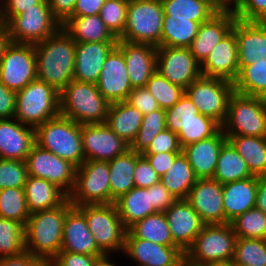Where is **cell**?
<instances>
[{"mask_svg":"<svg viewBox=\"0 0 266 266\" xmlns=\"http://www.w3.org/2000/svg\"><path fill=\"white\" fill-rule=\"evenodd\" d=\"M37 79L59 93L73 80L76 42L62 26L47 39L34 44Z\"/></svg>","mask_w":266,"mask_h":266,"instance_id":"6da1fadb","label":"cell"},{"mask_svg":"<svg viewBox=\"0 0 266 266\" xmlns=\"http://www.w3.org/2000/svg\"><path fill=\"white\" fill-rule=\"evenodd\" d=\"M73 206L67 199L56 208L30 213L24 226L25 250L51 261L61 251L66 214Z\"/></svg>","mask_w":266,"mask_h":266,"instance_id":"7a4b0ae2","label":"cell"},{"mask_svg":"<svg viewBox=\"0 0 266 266\" xmlns=\"http://www.w3.org/2000/svg\"><path fill=\"white\" fill-rule=\"evenodd\" d=\"M35 143L76 168L85 162L81 125L61 114L35 128Z\"/></svg>","mask_w":266,"mask_h":266,"instance_id":"3957f363","label":"cell"},{"mask_svg":"<svg viewBox=\"0 0 266 266\" xmlns=\"http://www.w3.org/2000/svg\"><path fill=\"white\" fill-rule=\"evenodd\" d=\"M60 114L82 124L106 123L110 103L95 83L72 80L59 93Z\"/></svg>","mask_w":266,"mask_h":266,"instance_id":"277c9868","label":"cell"},{"mask_svg":"<svg viewBox=\"0 0 266 266\" xmlns=\"http://www.w3.org/2000/svg\"><path fill=\"white\" fill-rule=\"evenodd\" d=\"M226 137H266V98L233 92L221 125Z\"/></svg>","mask_w":266,"mask_h":266,"instance_id":"5b68a950","label":"cell"},{"mask_svg":"<svg viewBox=\"0 0 266 266\" xmlns=\"http://www.w3.org/2000/svg\"><path fill=\"white\" fill-rule=\"evenodd\" d=\"M60 114L59 92L39 79L16 93L15 119L36 128Z\"/></svg>","mask_w":266,"mask_h":266,"instance_id":"8992f818","label":"cell"},{"mask_svg":"<svg viewBox=\"0 0 266 266\" xmlns=\"http://www.w3.org/2000/svg\"><path fill=\"white\" fill-rule=\"evenodd\" d=\"M164 10L161 0H129L120 40L161 47Z\"/></svg>","mask_w":266,"mask_h":266,"instance_id":"52a82bcc","label":"cell"},{"mask_svg":"<svg viewBox=\"0 0 266 266\" xmlns=\"http://www.w3.org/2000/svg\"><path fill=\"white\" fill-rule=\"evenodd\" d=\"M236 241L237 236L230 223L204 225L186 250L185 258L200 265L232 261Z\"/></svg>","mask_w":266,"mask_h":266,"instance_id":"ba28073f","label":"cell"},{"mask_svg":"<svg viewBox=\"0 0 266 266\" xmlns=\"http://www.w3.org/2000/svg\"><path fill=\"white\" fill-rule=\"evenodd\" d=\"M76 207L85 215L96 245L105 255L123 252L127 229L114 203Z\"/></svg>","mask_w":266,"mask_h":266,"instance_id":"9c48e42d","label":"cell"},{"mask_svg":"<svg viewBox=\"0 0 266 266\" xmlns=\"http://www.w3.org/2000/svg\"><path fill=\"white\" fill-rule=\"evenodd\" d=\"M68 199L74 206L110 204L108 161L86 160L76 168L75 184Z\"/></svg>","mask_w":266,"mask_h":266,"instance_id":"30bf717a","label":"cell"},{"mask_svg":"<svg viewBox=\"0 0 266 266\" xmlns=\"http://www.w3.org/2000/svg\"><path fill=\"white\" fill-rule=\"evenodd\" d=\"M61 23L53 16L48 0L11 17L6 26L11 42L36 44L52 34L60 27Z\"/></svg>","mask_w":266,"mask_h":266,"instance_id":"8fae6325","label":"cell"},{"mask_svg":"<svg viewBox=\"0 0 266 266\" xmlns=\"http://www.w3.org/2000/svg\"><path fill=\"white\" fill-rule=\"evenodd\" d=\"M233 92L232 82L206 76H200L185 89V94L199 112L212 118L220 126L225 121L228 101Z\"/></svg>","mask_w":266,"mask_h":266,"instance_id":"7c38bea8","label":"cell"},{"mask_svg":"<svg viewBox=\"0 0 266 266\" xmlns=\"http://www.w3.org/2000/svg\"><path fill=\"white\" fill-rule=\"evenodd\" d=\"M37 79L34 44L11 42L0 60V81L18 92Z\"/></svg>","mask_w":266,"mask_h":266,"instance_id":"4fadbf2b","label":"cell"},{"mask_svg":"<svg viewBox=\"0 0 266 266\" xmlns=\"http://www.w3.org/2000/svg\"><path fill=\"white\" fill-rule=\"evenodd\" d=\"M28 175L45 179L69 195L75 184L76 167L69 161L34 145L26 158Z\"/></svg>","mask_w":266,"mask_h":266,"instance_id":"5bb4252c","label":"cell"},{"mask_svg":"<svg viewBox=\"0 0 266 266\" xmlns=\"http://www.w3.org/2000/svg\"><path fill=\"white\" fill-rule=\"evenodd\" d=\"M156 71L183 89L202 76L201 64L190 49L180 47H157Z\"/></svg>","mask_w":266,"mask_h":266,"instance_id":"9a60e30c","label":"cell"},{"mask_svg":"<svg viewBox=\"0 0 266 266\" xmlns=\"http://www.w3.org/2000/svg\"><path fill=\"white\" fill-rule=\"evenodd\" d=\"M81 139L85 161H110L130 150V145L106 123L82 124Z\"/></svg>","mask_w":266,"mask_h":266,"instance_id":"2e32d148","label":"cell"},{"mask_svg":"<svg viewBox=\"0 0 266 266\" xmlns=\"http://www.w3.org/2000/svg\"><path fill=\"white\" fill-rule=\"evenodd\" d=\"M122 253L128 259H133L136 266H179L185 257V252L179 246H165L136 238L129 230Z\"/></svg>","mask_w":266,"mask_h":266,"instance_id":"e0dca14e","label":"cell"},{"mask_svg":"<svg viewBox=\"0 0 266 266\" xmlns=\"http://www.w3.org/2000/svg\"><path fill=\"white\" fill-rule=\"evenodd\" d=\"M186 200L205 225L225 224L223 185L218 181L212 178L197 179Z\"/></svg>","mask_w":266,"mask_h":266,"instance_id":"ac0fdd59","label":"cell"},{"mask_svg":"<svg viewBox=\"0 0 266 266\" xmlns=\"http://www.w3.org/2000/svg\"><path fill=\"white\" fill-rule=\"evenodd\" d=\"M96 86L109 103L126 101L129 92L133 89L123 53L117 47L104 61Z\"/></svg>","mask_w":266,"mask_h":266,"instance_id":"d6986e66","label":"cell"},{"mask_svg":"<svg viewBox=\"0 0 266 266\" xmlns=\"http://www.w3.org/2000/svg\"><path fill=\"white\" fill-rule=\"evenodd\" d=\"M124 56L132 88L145 87L156 71L157 47L118 39L116 46Z\"/></svg>","mask_w":266,"mask_h":266,"instance_id":"ffe728a7","label":"cell"},{"mask_svg":"<svg viewBox=\"0 0 266 266\" xmlns=\"http://www.w3.org/2000/svg\"><path fill=\"white\" fill-rule=\"evenodd\" d=\"M164 214L173 241L186 252L205 224L186 199L176 200Z\"/></svg>","mask_w":266,"mask_h":266,"instance_id":"44dd1931","label":"cell"},{"mask_svg":"<svg viewBox=\"0 0 266 266\" xmlns=\"http://www.w3.org/2000/svg\"><path fill=\"white\" fill-rule=\"evenodd\" d=\"M202 76L234 82L239 73L238 44L231 30L224 36L201 64Z\"/></svg>","mask_w":266,"mask_h":266,"instance_id":"7402d4cb","label":"cell"},{"mask_svg":"<svg viewBox=\"0 0 266 266\" xmlns=\"http://www.w3.org/2000/svg\"><path fill=\"white\" fill-rule=\"evenodd\" d=\"M232 30L238 44L239 71L266 58V22H248L236 18Z\"/></svg>","mask_w":266,"mask_h":266,"instance_id":"603a6c76","label":"cell"},{"mask_svg":"<svg viewBox=\"0 0 266 266\" xmlns=\"http://www.w3.org/2000/svg\"><path fill=\"white\" fill-rule=\"evenodd\" d=\"M61 251L98 257L106 256L96 245L85 215L76 206H73L66 214Z\"/></svg>","mask_w":266,"mask_h":266,"instance_id":"cb8c5ba5","label":"cell"},{"mask_svg":"<svg viewBox=\"0 0 266 266\" xmlns=\"http://www.w3.org/2000/svg\"><path fill=\"white\" fill-rule=\"evenodd\" d=\"M236 20L234 10L218 11L201 23L197 36L188 47L194 58L202 64L218 42L231 30Z\"/></svg>","mask_w":266,"mask_h":266,"instance_id":"d4e9b609","label":"cell"},{"mask_svg":"<svg viewBox=\"0 0 266 266\" xmlns=\"http://www.w3.org/2000/svg\"><path fill=\"white\" fill-rule=\"evenodd\" d=\"M117 42H76L73 80L97 83L104 61Z\"/></svg>","mask_w":266,"mask_h":266,"instance_id":"484cf974","label":"cell"},{"mask_svg":"<svg viewBox=\"0 0 266 266\" xmlns=\"http://www.w3.org/2000/svg\"><path fill=\"white\" fill-rule=\"evenodd\" d=\"M35 144V128L15 118L0 119V158L26 161Z\"/></svg>","mask_w":266,"mask_h":266,"instance_id":"4316f807","label":"cell"},{"mask_svg":"<svg viewBox=\"0 0 266 266\" xmlns=\"http://www.w3.org/2000/svg\"><path fill=\"white\" fill-rule=\"evenodd\" d=\"M226 142L227 137L220 128L213 136L182 147L198 179L213 178L220 150Z\"/></svg>","mask_w":266,"mask_h":266,"instance_id":"83f0119b","label":"cell"},{"mask_svg":"<svg viewBox=\"0 0 266 266\" xmlns=\"http://www.w3.org/2000/svg\"><path fill=\"white\" fill-rule=\"evenodd\" d=\"M258 176L238 180L223 185V208L225 224L240 214L255 208Z\"/></svg>","mask_w":266,"mask_h":266,"instance_id":"f1b7e54d","label":"cell"},{"mask_svg":"<svg viewBox=\"0 0 266 266\" xmlns=\"http://www.w3.org/2000/svg\"><path fill=\"white\" fill-rule=\"evenodd\" d=\"M24 191L30 213L56 208L68 199V195L55 184L30 175L27 177Z\"/></svg>","mask_w":266,"mask_h":266,"instance_id":"f546056e","label":"cell"},{"mask_svg":"<svg viewBox=\"0 0 266 266\" xmlns=\"http://www.w3.org/2000/svg\"><path fill=\"white\" fill-rule=\"evenodd\" d=\"M114 204L127 230L136 222L157 212L152 207L150 188L134 187L115 200Z\"/></svg>","mask_w":266,"mask_h":266,"instance_id":"4dcf8cb0","label":"cell"},{"mask_svg":"<svg viewBox=\"0 0 266 266\" xmlns=\"http://www.w3.org/2000/svg\"><path fill=\"white\" fill-rule=\"evenodd\" d=\"M62 28L75 42H117L99 14L89 16H70Z\"/></svg>","mask_w":266,"mask_h":266,"instance_id":"1f68e13d","label":"cell"},{"mask_svg":"<svg viewBox=\"0 0 266 266\" xmlns=\"http://www.w3.org/2000/svg\"><path fill=\"white\" fill-rule=\"evenodd\" d=\"M143 114L126 101L110 103L106 124L129 145L142 124Z\"/></svg>","mask_w":266,"mask_h":266,"instance_id":"d6a6232c","label":"cell"},{"mask_svg":"<svg viewBox=\"0 0 266 266\" xmlns=\"http://www.w3.org/2000/svg\"><path fill=\"white\" fill-rule=\"evenodd\" d=\"M110 171V204L134 188L136 152L128 150L125 154L108 161Z\"/></svg>","mask_w":266,"mask_h":266,"instance_id":"836d02e7","label":"cell"},{"mask_svg":"<svg viewBox=\"0 0 266 266\" xmlns=\"http://www.w3.org/2000/svg\"><path fill=\"white\" fill-rule=\"evenodd\" d=\"M227 141L246 161L255 176H266V137L231 136Z\"/></svg>","mask_w":266,"mask_h":266,"instance_id":"e575fe53","label":"cell"},{"mask_svg":"<svg viewBox=\"0 0 266 266\" xmlns=\"http://www.w3.org/2000/svg\"><path fill=\"white\" fill-rule=\"evenodd\" d=\"M197 179L186 156L181 152L160 182L178 200L187 198Z\"/></svg>","mask_w":266,"mask_h":266,"instance_id":"d590c367","label":"cell"},{"mask_svg":"<svg viewBox=\"0 0 266 266\" xmlns=\"http://www.w3.org/2000/svg\"><path fill=\"white\" fill-rule=\"evenodd\" d=\"M253 176L248 169L246 161L227 141L220 150L216 170L212 179L224 185Z\"/></svg>","mask_w":266,"mask_h":266,"instance_id":"8d00e7d4","label":"cell"},{"mask_svg":"<svg viewBox=\"0 0 266 266\" xmlns=\"http://www.w3.org/2000/svg\"><path fill=\"white\" fill-rule=\"evenodd\" d=\"M200 23L191 18H172L164 15L161 46L188 48L197 36Z\"/></svg>","mask_w":266,"mask_h":266,"instance_id":"74e56055","label":"cell"},{"mask_svg":"<svg viewBox=\"0 0 266 266\" xmlns=\"http://www.w3.org/2000/svg\"><path fill=\"white\" fill-rule=\"evenodd\" d=\"M136 238L165 246H178L172 238L164 212H156L136 222L128 229Z\"/></svg>","mask_w":266,"mask_h":266,"instance_id":"f35d334b","label":"cell"},{"mask_svg":"<svg viewBox=\"0 0 266 266\" xmlns=\"http://www.w3.org/2000/svg\"><path fill=\"white\" fill-rule=\"evenodd\" d=\"M233 86L237 93L266 98V58L243 67Z\"/></svg>","mask_w":266,"mask_h":266,"instance_id":"ab89813d","label":"cell"},{"mask_svg":"<svg viewBox=\"0 0 266 266\" xmlns=\"http://www.w3.org/2000/svg\"><path fill=\"white\" fill-rule=\"evenodd\" d=\"M164 15L203 23L218 11L205 0H161Z\"/></svg>","mask_w":266,"mask_h":266,"instance_id":"60d3db41","label":"cell"},{"mask_svg":"<svg viewBox=\"0 0 266 266\" xmlns=\"http://www.w3.org/2000/svg\"><path fill=\"white\" fill-rule=\"evenodd\" d=\"M232 263L235 266H266V239L237 238Z\"/></svg>","mask_w":266,"mask_h":266,"instance_id":"b9f144b4","label":"cell"},{"mask_svg":"<svg viewBox=\"0 0 266 266\" xmlns=\"http://www.w3.org/2000/svg\"><path fill=\"white\" fill-rule=\"evenodd\" d=\"M29 216L24 189L0 190V217L18 221L25 226Z\"/></svg>","mask_w":266,"mask_h":266,"instance_id":"7bdbcfd3","label":"cell"},{"mask_svg":"<svg viewBox=\"0 0 266 266\" xmlns=\"http://www.w3.org/2000/svg\"><path fill=\"white\" fill-rule=\"evenodd\" d=\"M230 224L237 238L266 239V214L256 207L240 214Z\"/></svg>","mask_w":266,"mask_h":266,"instance_id":"ee69618b","label":"cell"},{"mask_svg":"<svg viewBox=\"0 0 266 266\" xmlns=\"http://www.w3.org/2000/svg\"><path fill=\"white\" fill-rule=\"evenodd\" d=\"M25 251L24 226L15 220L0 217V258Z\"/></svg>","mask_w":266,"mask_h":266,"instance_id":"f6af8a7d","label":"cell"},{"mask_svg":"<svg viewBox=\"0 0 266 266\" xmlns=\"http://www.w3.org/2000/svg\"><path fill=\"white\" fill-rule=\"evenodd\" d=\"M165 128V110L160 108L143 115L141 127L130 144V150L142 154L150 146L155 136Z\"/></svg>","mask_w":266,"mask_h":266,"instance_id":"bcb514c9","label":"cell"},{"mask_svg":"<svg viewBox=\"0 0 266 266\" xmlns=\"http://www.w3.org/2000/svg\"><path fill=\"white\" fill-rule=\"evenodd\" d=\"M145 87L156 98L159 107L163 110L171 108L185 93V89L172 84L157 71L150 77Z\"/></svg>","mask_w":266,"mask_h":266,"instance_id":"7dc6e473","label":"cell"},{"mask_svg":"<svg viewBox=\"0 0 266 266\" xmlns=\"http://www.w3.org/2000/svg\"><path fill=\"white\" fill-rule=\"evenodd\" d=\"M221 126L212 118L200 114L177 132L181 147L213 136Z\"/></svg>","mask_w":266,"mask_h":266,"instance_id":"c3c4849f","label":"cell"},{"mask_svg":"<svg viewBox=\"0 0 266 266\" xmlns=\"http://www.w3.org/2000/svg\"><path fill=\"white\" fill-rule=\"evenodd\" d=\"M129 0H106L99 16L110 32L119 39L126 25Z\"/></svg>","mask_w":266,"mask_h":266,"instance_id":"681fc988","label":"cell"},{"mask_svg":"<svg viewBox=\"0 0 266 266\" xmlns=\"http://www.w3.org/2000/svg\"><path fill=\"white\" fill-rule=\"evenodd\" d=\"M197 114H200L199 110L184 93L176 104L165 110L166 128L177 133L187 123L196 119Z\"/></svg>","mask_w":266,"mask_h":266,"instance_id":"f907efd6","label":"cell"},{"mask_svg":"<svg viewBox=\"0 0 266 266\" xmlns=\"http://www.w3.org/2000/svg\"><path fill=\"white\" fill-rule=\"evenodd\" d=\"M28 177L27 164L22 160L0 158V190L24 189Z\"/></svg>","mask_w":266,"mask_h":266,"instance_id":"816d5d0a","label":"cell"},{"mask_svg":"<svg viewBox=\"0 0 266 266\" xmlns=\"http://www.w3.org/2000/svg\"><path fill=\"white\" fill-rule=\"evenodd\" d=\"M234 13L242 21L266 22V0H237Z\"/></svg>","mask_w":266,"mask_h":266,"instance_id":"f5cc1de1","label":"cell"},{"mask_svg":"<svg viewBox=\"0 0 266 266\" xmlns=\"http://www.w3.org/2000/svg\"><path fill=\"white\" fill-rule=\"evenodd\" d=\"M181 153L182 147L179 143L177 133L165 128L152 140L150 146L142 154L158 153Z\"/></svg>","mask_w":266,"mask_h":266,"instance_id":"db71d44e","label":"cell"},{"mask_svg":"<svg viewBox=\"0 0 266 266\" xmlns=\"http://www.w3.org/2000/svg\"><path fill=\"white\" fill-rule=\"evenodd\" d=\"M160 177L151 167L147 159L136 152V165L134 172V186L140 188H150L160 182Z\"/></svg>","mask_w":266,"mask_h":266,"instance_id":"11a10c76","label":"cell"},{"mask_svg":"<svg viewBox=\"0 0 266 266\" xmlns=\"http://www.w3.org/2000/svg\"><path fill=\"white\" fill-rule=\"evenodd\" d=\"M126 102L137 108L143 115L160 109L156 98L146 87L132 89Z\"/></svg>","mask_w":266,"mask_h":266,"instance_id":"9f6ffc18","label":"cell"},{"mask_svg":"<svg viewBox=\"0 0 266 266\" xmlns=\"http://www.w3.org/2000/svg\"><path fill=\"white\" fill-rule=\"evenodd\" d=\"M103 257L60 251L52 260L53 266H96Z\"/></svg>","mask_w":266,"mask_h":266,"instance_id":"6f0895ef","label":"cell"},{"mask_svg":"<svg viewBox=\"0 0 266 266\" xmlns=\"http://www.w3.org/2000/svg\"><path fill=\"white\" fill-rule=\"evenodd\" d=\"M43 0H3L0 4V20L5 23L13 16H17L23 11L34 8Z\"/></svg>","mask_w":266,"mask_h":266,"instance_id":"680465c9","label":"cell"},{"mask_svg":"<svg viewBox=\"0 0 266 266\" xmlns=\"http://www.w3.org/2000/svg\"><path fill=\"white\" fill-rule=\"evenodd\" d=\"M152 207L157 212H165L177 199L159 182L150 187Z\"/></svg>","mask_w":266,"mask_h":266,"instance_id":"91938a15","label":"cell"},{"mask_svg":"<svg viewBox=\"0 0 266 266\" xmlns=\"http://www.w3.org/2000/svg\"><path fill=\"white\" fill-rule=\"evenodd\" d=\"M16 92L7 88L0 81V119L15 117Z\"/></svg>","mask_w":266,"mask_h":266,"instance_id":"94428289","label":"cell"},{"mask_svg":"<svg viewBox=\"0 0 266 266\" xmlns=\"http://www.w3.org/2000/svg\"><path fill=\"white\" fill-rule=\"evenodd\" d=\"M180 153H158V154H142L151 167L155 170L158 176L161 178L172 166L175 158Z\"/></svg>","mask_w":266,"mask_h":266,"instance_id":"6125c7cd","label":"cell"},{"mask_svg":"<svg viewBox=\"0 0 266 266\" xmlns=\"http://www.w3.org/2000/svg\"><path fill=\"white\" fill-rule=\"evenodd\" d=\"M53 16L63 24L72 14L76 0H48Z\"/></svg>","mask_w":266,"mask_h":266,"instance_id":"be15d7a7","label":"cell"},{"mask_svg":"<svg viewBox=\"0 0 266 266\" xmlns=\"http://www.w3.org/2000/svg\"><path fill=\"white\" fill-rule=\"evenodd\" d=\"M40 262L38 257L26 250L15 256L0 258V266H37Z\"/></svg>","mask_w":266,"mask_h":266,"instance_id":"e7e4bbea","label":"cell"},{"mask_svg":"<svg viewBox=\"0 0 266 266\" xmlns=\"http://www.w3.org/2000/svg\"><path fill=\"white\" fill-rule=\"evenodd\" d=\"M106 0H76L71 16H89L100 13Z\"/></svg>","mask_w":266,"mask_h":266,"instance_id":"03108f58","label":"cell"},{"mask_svg":"<svg viewBox=\"0 0 266 266\" xmlns=\"http://www.w3.org/2000/svg\"><path fill=\"white\" fill-rule=\"evenodd\" d=\"M255 207L266 214V176L258 177Z\"/></svg>","mask_w":266,"mask_h":266,"instance_id":"003e7915","label":"cell"},{"mask_svg":"<svg viewBox=\"0 0 266 266\" xmlns=\"http://www.w3.org/2000/svg\"><path fill=\"white\" fill-rule=\"evenodd\" d=\"M11 43L6 23L0 20V60L6 47Z\"/></svg>","mask_w":266,"mask_h":266,"instance_id":"a7ac6f4b","label":"cell"},{"mask_svg":"<svg viewBox=\"0 0 266 266\" xmlns=\"http://www.w3.org/2000/svg\"><path fill=\"white\" fill-rule=\"evenodd\" d=\"M217 11L234 10V2L232 0H205Z\"/></svg>","mask_w":266,"mask_h":266,"instance_id":"89a4df30","label":"cell"},{"mask_svg":"<svg viewBox=\"0 0 266 266\" xmlns=\"http://www.w3.org/2000/svg\"><path fill=\"white\" fill-rule=\"evenodd\" d=\"M110 258H112L110 255H106L97 262L96 266H116Z\"/></svg>","mask_w":266,"mask_h":266,"instance_id":"2644e50d","label":"cell"},{"mask_svg":"<svg viewBox=\"0 0 266 266\" xmlns=\"http://www.w3.org/2000/svg\"><path fill=\"white\" fill-rule=\"evenodd\" d=\"M179 266H205V265H200V264L190 262L188 259L184 257L182 261L180 262Z\"/></svg>","mask_w":266,"mask_h":266,"instance_id":"8c879c8a","label":"cell"},{"mask_svg":"<svg viewBox=\"0 0 266 266\" xmlns=\"http://www.w3.org/2000/svg\"><path fill=\"white\" fill-rule=\"evenodd\" d=\"M205 266H235V265L232 263V261H226V262L211 263Z\"/></svg>","mask_w":266,"mask_h":266,"instance_id":"753ad0ef","label":"cell"},{"mask_svg":"<svg viewBox=\"0 0 266 266\" xmlns=\"http://www.w3.org/2000/svg\"><path fill=\"white\" fill-rule=\"evenodd\" d=\"M37 266H53L51 261H41Z\"/></svg>","mask_w":266,"mask_h":266,"instance_id":"34e18365","label":"cell"}]
</instances>
